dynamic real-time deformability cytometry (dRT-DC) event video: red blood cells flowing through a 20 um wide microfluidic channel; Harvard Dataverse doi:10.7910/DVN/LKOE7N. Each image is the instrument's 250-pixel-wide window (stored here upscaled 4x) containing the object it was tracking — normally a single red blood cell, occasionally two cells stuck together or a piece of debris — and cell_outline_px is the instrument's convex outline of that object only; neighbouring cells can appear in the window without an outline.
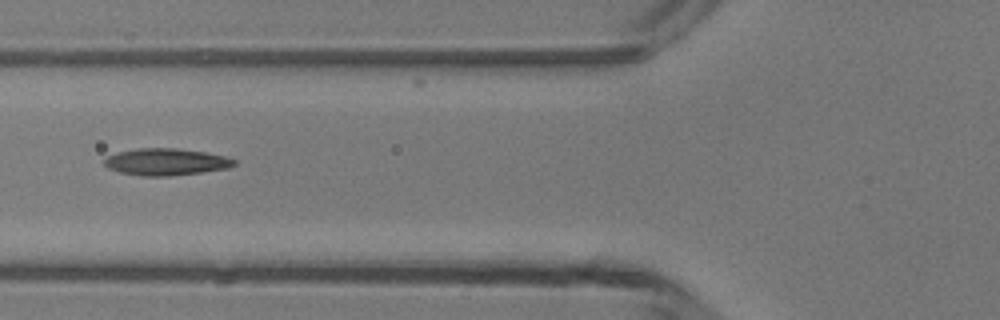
{"species": "common noctule bat (a hibernating species)", "species_latin": "Nyctalus noctula", "temperature_condition": "room temperature", "stored_images_in_passage": 2, "camera_frame_rate_fps": 3000, "um_per_image_px": 0.085, "animal": {"sex": "male", "body_mass_g": 13.3}, "frame": {"image": 1, "passage_image": 2, "time_ms": 1.0, "image_size_px": [1000, 320], "cell_outline_px": [[236, 164], [228, 168], [200, 172], [168, 176], [140, 176], [120, 172], [108, 168], [104, 164], [104, 160], [108, 156], [116, 152], [136, 148], [176, 148], [204, 152], [224, 156], [236, 160]], "centroid_in_image_um": [14.08, 13.75], "position_along_channel_um": 111.7, "area_um2": 20.29}}